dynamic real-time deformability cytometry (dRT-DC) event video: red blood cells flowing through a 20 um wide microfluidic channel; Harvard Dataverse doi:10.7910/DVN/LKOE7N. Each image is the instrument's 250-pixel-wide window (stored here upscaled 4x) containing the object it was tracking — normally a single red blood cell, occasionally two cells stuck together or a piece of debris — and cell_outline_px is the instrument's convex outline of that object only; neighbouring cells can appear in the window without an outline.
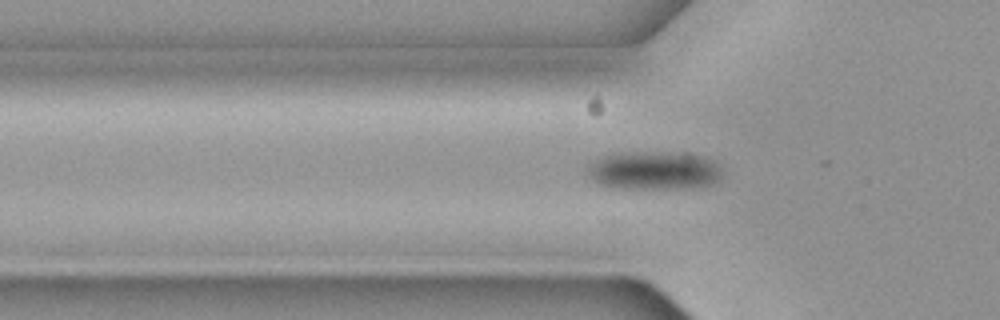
{"species": "common noctule bat (a hibernating species)", "species_latin": "Nyctalus noctula", "temperature_condition": "cold", "stored_images_in_passage": 21, "camera_frame_rate_fps": 3000, "um_per_image_px": 0.085, "animal": {"sex": "female", "body_mass_g": 19.3, "forearm_length_mm": 54.1}, "frame": {"image": 1, "passage_image": 9, "time_ms": 2.667, "image_size_px": [1000, 320], "cell_outline_px": [[720, 176], [716, 180], [708, 184], [684, 188], [612, 188], [600, 184], [592, 180], [588, 176], [588, 164], [600, 156], [612, 152], [688, 152], [704, 156], [712, 160], [720, 168]], "centroid_in_image_um": [55.51, 14.46], "position_along_channel_um": 70.3, "area_um2": 30.4}}
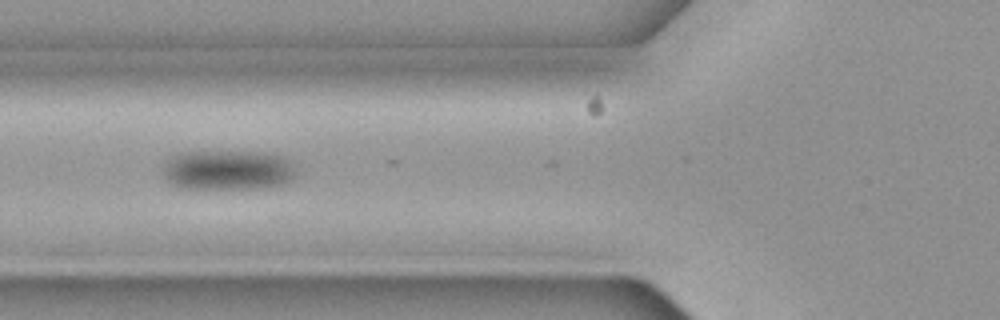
{"frame": {"image": 2, "passage_image": 12, "time_ms": 3.667, "image_size_px": [1000, 320], "cell_outline_px": [[296, 176], [288, 184], [272, 188], [180, 188], [168, 184], [164, 176], [164, 168], [168, 160], [172, 156], [188, 152], [264, 152], [280, 156], [288, 160], [296, 168]], "centroid_in_image_um": [19.43, 14.48], "position_along_channel_um": 106.4, "area_um2": 31.21}}